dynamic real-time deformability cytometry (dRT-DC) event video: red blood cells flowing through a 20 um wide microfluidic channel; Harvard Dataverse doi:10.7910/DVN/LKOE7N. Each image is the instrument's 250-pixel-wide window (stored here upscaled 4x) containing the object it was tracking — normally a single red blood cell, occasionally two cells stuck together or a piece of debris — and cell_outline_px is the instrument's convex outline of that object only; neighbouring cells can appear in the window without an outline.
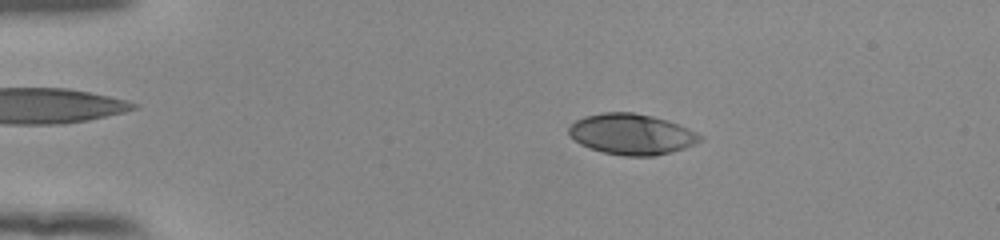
{"species": "human", "species_latin": "Homo sapiens", "temperature_condition": "room temperature", "stored_images_in_passage": 53, "camera_frame_rate_fps": 3000, "um_per_image_px": 0.085, "donor": {"sex": "female"}, "frame": {"image": 1, "passage_image": 11, "time_ms": 3.333, "image_size_px": [1000, 240], "cell_outline_px": [[704, 140], [696, 144], [684, 148], [652, 156], [624, 156], [604, 152], [580, 144], [568, 136], [568, 128], [576, 120], [584, 116], [604, 112], [632, 112], [652, 116], [668, 120], [688, 128], [704, 136]], "centroid_in_image_um": [53.7, 11.4], "position_along_channel_um": 31.3, "area_um2": 31.21}}
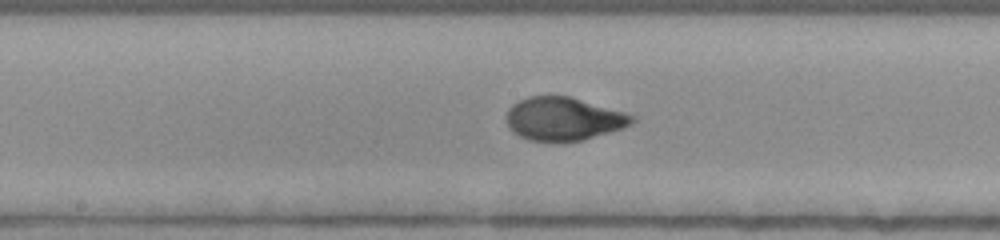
{"frame": {"image": 2, "passage_image": 29, "time_ms": 9.333, "image_size_px": [1000, 240], "cell_outline_px": [[636, 120], [632, 124], [624, 128], [584, 140], [560, 144], [556, 144], [528, 140], [512, 132], [508, 128], [504, 116], [508, 108], [512, 104], [528, 96], [568, 96], [624, 112], [636, 116]], "centroid_in_image_um": [47.86, 10.15], "position_along_channel_um": 200.3, "area_um2": 32.48}}
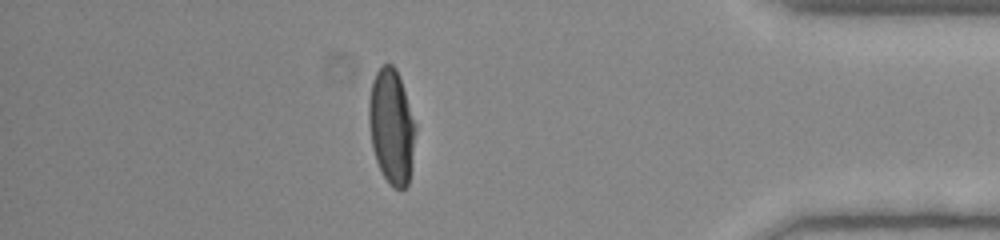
{"frame": {"image": 3, "passage_image": 47, "time_ms": 15.333, "image_size_px": [1000, 240], "cell_outline_px": [[416, 124], [408, 184], [404, 188], [392, 188], [388, 184], [376, 160], [372, 148], [368, 124], [368, 100], [372, 80], [376, 72], [384, 64], [392, 64], [396, 68]], "centroid_in_image_um": [33.24, 10.74], "position_along_channel_um": 402.0, "area_um2": 31.04}, "authors_computed_cell_mechanics": {"area_um2": 31.5588, "velocity_mm_per_s": 3.9121, "shape_relaxation_time_tau1_ms": 4.3184, "shape_relaxation_time_tau2_ms": null, "deformation_change_tau1": 0.2218, "deformation_change_tau2": null}}